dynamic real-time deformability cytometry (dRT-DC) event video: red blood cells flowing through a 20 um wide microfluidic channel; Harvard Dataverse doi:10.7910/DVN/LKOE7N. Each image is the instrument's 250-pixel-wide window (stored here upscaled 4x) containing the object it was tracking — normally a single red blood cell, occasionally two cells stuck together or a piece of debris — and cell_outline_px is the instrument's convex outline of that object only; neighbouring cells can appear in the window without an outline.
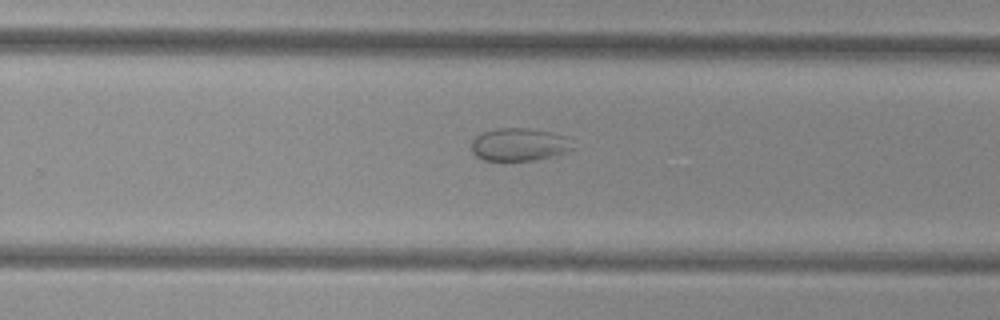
{"species": "common noctule bat (a hibernating species)", "species_latin": "Nyctalus noctula", "temperature_condition": "cold", "stored_images_in_passage": 25, "camera_frame_rate_fps": 3000, "um_per_image_px": 0.085, "animal": {"sex": "female", "body_mass_g": 29.2, "forearm_length_mm": 56.3}, "frame": {"image": 1, "passage_image": 21, "time_ms": 6.667, "image_size_px": [1000, 320], "cell_outline_px": [[576, 148], [552, 156], [532, 160], [504, 164], [484, 160], [476, 156], [472, 152], [472, 140], [480, 132], [496, 128], [528, 128], [552, 132], [568, 136]], "centroid_in_image_um": [44.11, 12.31], "position_along_channel_um": 285.7, "area_um2": 20.23}}
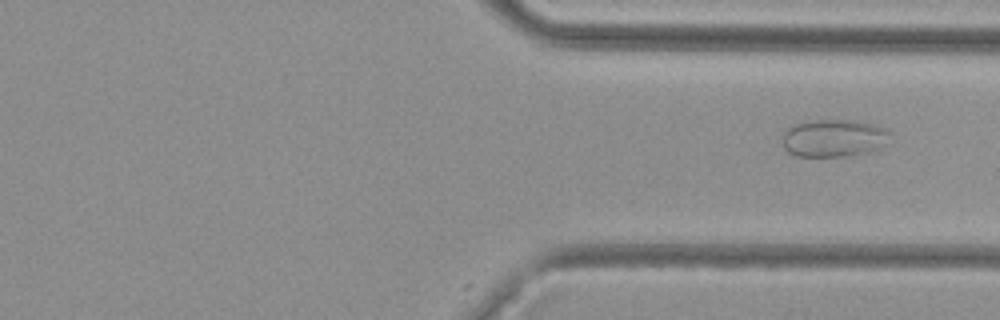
{"frame": {"image": 2, "passage_image": 25, "time_ms": 8.0, "image_size_px": [1000, 320], "cell_outline_px": [[888, 144], [864, 152], [844, 156], [796, 156], [788, 152], [784, 148], [780, 140], [780, 136], [792, 124], [816, 120], [852, 120], [876, 124], [884, 128], [888, 132]], "centroid_in_image_um": [70.8, 11.73], "position_along_channel_um": 340.6, "area_um2": 23.58}}